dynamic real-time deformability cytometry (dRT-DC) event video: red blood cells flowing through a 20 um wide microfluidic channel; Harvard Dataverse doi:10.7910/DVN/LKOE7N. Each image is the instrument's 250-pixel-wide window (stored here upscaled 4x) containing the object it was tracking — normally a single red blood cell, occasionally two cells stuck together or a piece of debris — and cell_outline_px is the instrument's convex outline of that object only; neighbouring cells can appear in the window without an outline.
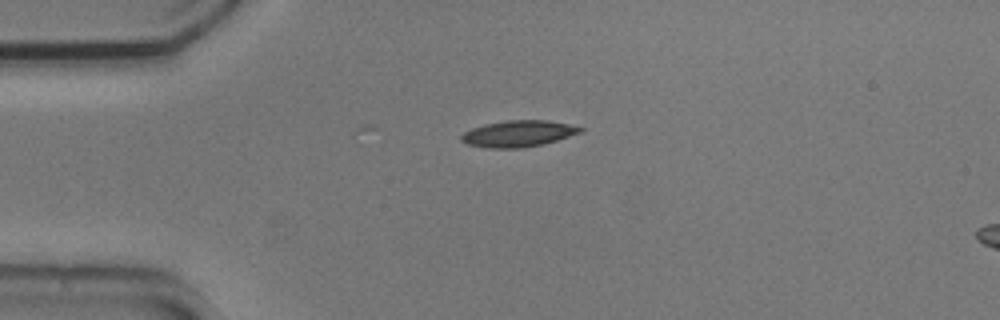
{"species": "common noctule bat (a hibernating species)", "species_latin": "Nyctalus noctula", "temperature_condition": "cold", "stored_images_in_passage": 6, "camera_frame_rate_fps": 3000, "um_per_image_px": 0.085, "animal": {"sex": "male", "body_mass_g": 20.5, "forearm_length_mm": 52.5}, "frame": {"image": 1, "passage_image": 1, "time_ms": 0.0, "image_size_px": [1000, 320], "cell_outline_px": [[584, 132], [544, 144], [520, 148], [488, 148], [468, 144], [460, 140], [460, 136], [464, 132], [472, 128], [484, 124], [508, 120], [548, 120], [568, 124], [584, 128]], "centroid_in_image_um": [44.07, 11.36], "position_along_channel_um": 40.9, "area_um2": 18.38}}